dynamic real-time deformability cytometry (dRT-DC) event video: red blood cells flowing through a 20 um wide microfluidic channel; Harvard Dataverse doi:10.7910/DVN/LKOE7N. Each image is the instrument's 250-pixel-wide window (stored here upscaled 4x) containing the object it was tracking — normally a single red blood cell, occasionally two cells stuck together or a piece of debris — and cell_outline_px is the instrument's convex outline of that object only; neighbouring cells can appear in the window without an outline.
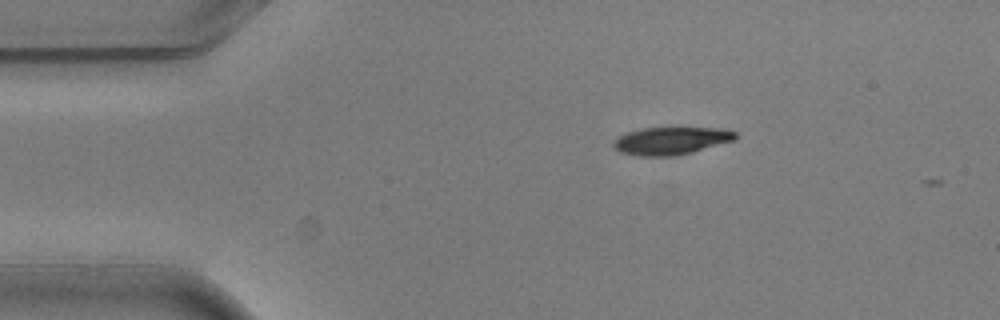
{"species": "common noctule bat (a hibernating species)", "species_latin": "Nyctalus noctula", "temperature_condition": "warm", "stored_images_in_passage": 2, "camera_frame_rate_fps": 3000, "um_per_image_px": 0.085, "animal": {"sex": "male", "body_mass_g": 20.5, "forearm_length_mm": 52.5}, "frame": {"image": 1, "passage_image": 1, "time_ms": 0.0, "image_size_px": [1000, 320], "cell_outline_px": [[736, 140], [692, 152], [676, 156], [640, 156], [620, 152], [612, 144], [620, 136], [628, 132], [640, 128], [720, 128], [736, 132]], "centroid_in_image_um": [57.07, 11.97], "position_along_channel_um": 27.9, "area_um2": 19.48}}